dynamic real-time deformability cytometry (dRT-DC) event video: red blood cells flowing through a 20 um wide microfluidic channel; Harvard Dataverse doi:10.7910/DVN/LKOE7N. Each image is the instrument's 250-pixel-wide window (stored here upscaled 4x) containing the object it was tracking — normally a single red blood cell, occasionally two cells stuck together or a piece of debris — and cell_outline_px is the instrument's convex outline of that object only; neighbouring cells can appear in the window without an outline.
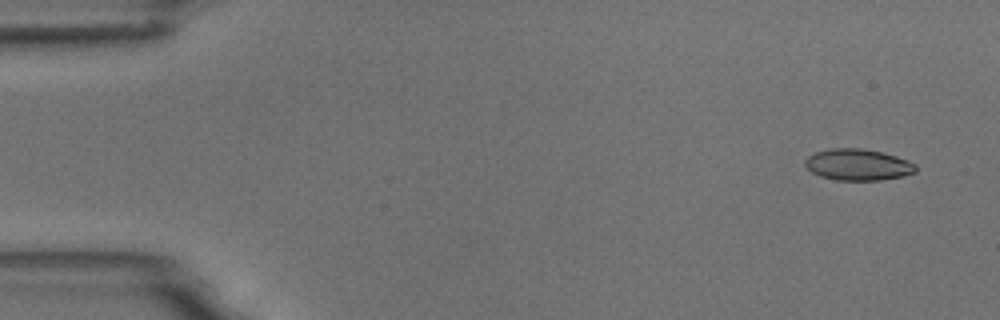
{"species": "common noctule bat (a hibernating species)", "species_latin": "Nyctalus noctula", "temperature_condition": "room temperature", "stored_images_in_passage": 4, "camera_frame_rate_fps": 3000, "um_per_image_px": 0.085, "animal": {"sex": "male", "body_mass_g": 18.8}, "frame": {"image": 1, "passage_image": 1, "time_ms": 0.0, "image_size_px": [1000, 320], "cell_outline_px": [[916, 172], [904, 176], [880, 180], [836, 180], [820, 176], [812, 172], [804, 164], [804, 160], [808, 156], [816, 152], [832, 148], [860, 148], [880, 152], [896, 156], [908, 160], [916, 164]], "centroid_in_image_um": [72.93, 14.0], "position_along_channel_um": 12.1, "area_um2": 20.23}}
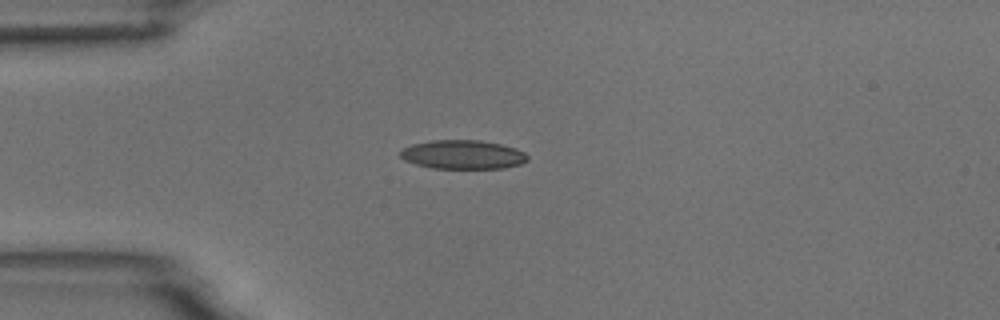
{"frame": {"image": 2, "passage_image": 4, "time_ms": 3.667, "image_size_px": [1000, 320], "cell_outline_px": [[528, 160], [520, 164], [504, 168], [432, 168], [416, 164], [404, 160], [400, 156], [400, 148], [412, 144], [432, 140], [480, 140], [500, 144], [516, 148], [524, 152], [528, 156]], "centroid_in_image_um": [39.32, 13.13], "position_along_channel_um": 45.7, "area_um2": 21.5}}